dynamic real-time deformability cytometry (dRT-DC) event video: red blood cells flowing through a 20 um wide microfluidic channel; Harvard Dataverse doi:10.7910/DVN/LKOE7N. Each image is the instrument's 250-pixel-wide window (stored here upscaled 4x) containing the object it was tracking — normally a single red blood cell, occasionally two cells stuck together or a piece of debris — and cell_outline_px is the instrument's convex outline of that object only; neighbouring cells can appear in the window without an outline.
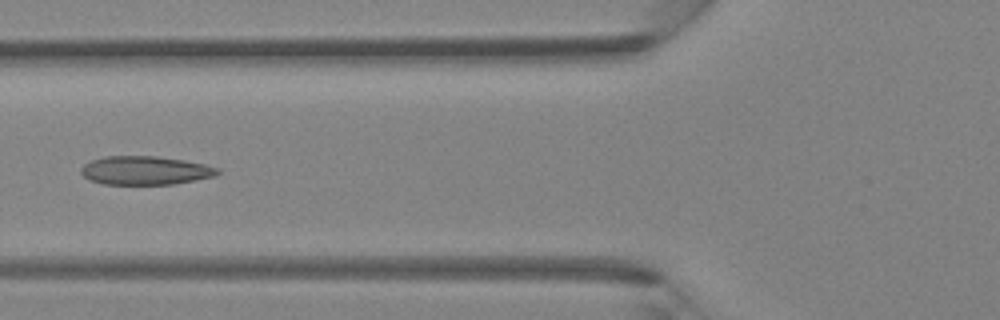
{"species": "Egyptian fruit bat (a non-hibernating species)", "species_latin": "Rousettus aegyptiacus", "temperature_condition": "room temperature", "stored_images_in_passage": 45, "camera_frame_rate_fps": 3000, "um_per_image_px": 0.085, "animal": {"sex": "female"}, "frame": {"image": 1, "passage_image": 17, "time_ms": 5.333, "image_size_px": [1000, 320], "cell_outline_px": [[220, 172], [216, 176], [196, 180], [172, 184], [104, 184], [92, 180], [84, 176], [80, 172], [80, 168], [84, 164], [92, 160], [104, 156], [156, 156], [184, 160], [204, 164], [220, 168]], "centroid_in_image_um": [12.37, 14.48], "position_along_channel_um": 113.4, "area_um2": 22.77}}
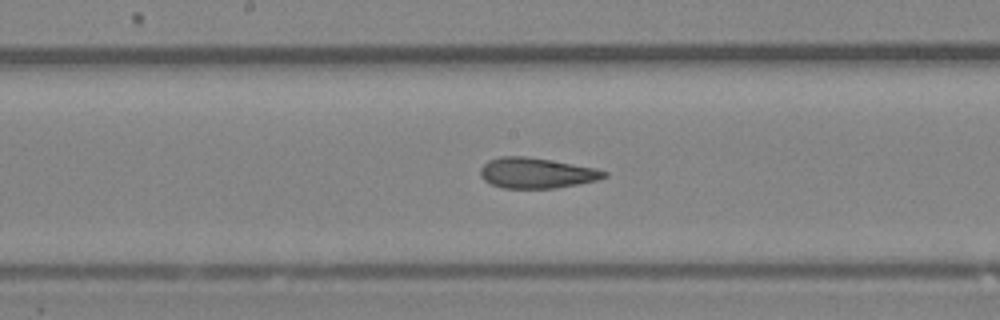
{"frame": {"image": 2, "passage_image": 23, "time_ms": 7.333, "image_size_px": [1000, 320], "cell_outline_px": [[608, 176], [596, 180], [556, 188], [504, 188], [492, 184], [484, 180], [480, 176], [480, 168], [488, 160], [500, 156], [524, 156], [596, 168], [608, 172]], "centroid_in_image_um": [45.57, 14.7], "position_along_channel_um": 202.6, "area_um2": 21.79}}
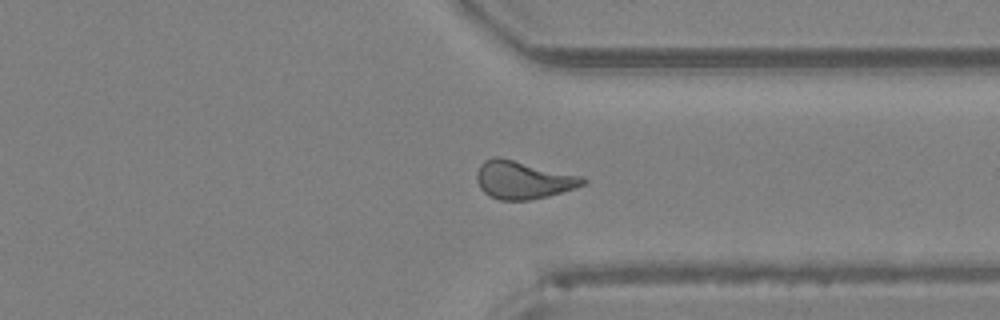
{"frame": {"image": 3, "passage_image": 34, "time_ms": 11.0, "image_size_px": [1000, 320], "cell_outline_px": [[588, 180], [584, 184], [576, 188], [548, 196], [532, 200], [500, 200], [484, 192], [480, 188], [476, 180], [476, 172], [480, 164], [484, 160], [492, 156], [500, 156], [584, 176]], "centroid_in_image_um": [44.47, 15.27], "position_along_channel_um": 366.9, "area_um2": 23.87}}